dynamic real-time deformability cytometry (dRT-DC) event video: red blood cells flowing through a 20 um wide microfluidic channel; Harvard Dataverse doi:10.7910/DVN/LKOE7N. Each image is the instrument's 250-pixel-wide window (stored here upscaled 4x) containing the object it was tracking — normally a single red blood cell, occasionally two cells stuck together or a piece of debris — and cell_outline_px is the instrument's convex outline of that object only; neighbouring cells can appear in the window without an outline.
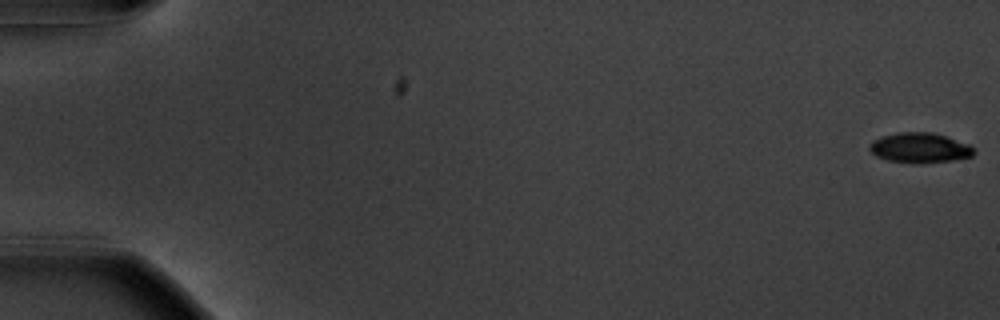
{"species": "common noctule bat (a hibernating species)", "species_latin": "Nyctalus noctula", "temperature_condition": "warm", "stored_images_in_passage": 57, "camera_frame_rate_fps": 3000, "um_per_image_px": 0.085, "animal": {"sex": "male", "body_mass_g": 20.1, "forearm_length_mm": 53.5}, "frame": {"image": 1, "passage_image": 1, "time_ms": 0.0, "image_size_px": [1000, 320], "cell_outline_px": [[976, 152], [972, 156], [952, 160], [920, 164], [888, 160], [876, 156], [868, 148], [872, 140], [880, 136], [896, 132], [932, 132], [972, 144], [976, 148]], "centroid_in_image_um": [78.21, 12.55], "position_along_channel_um": 6.8, "area_um2": 18.61}}
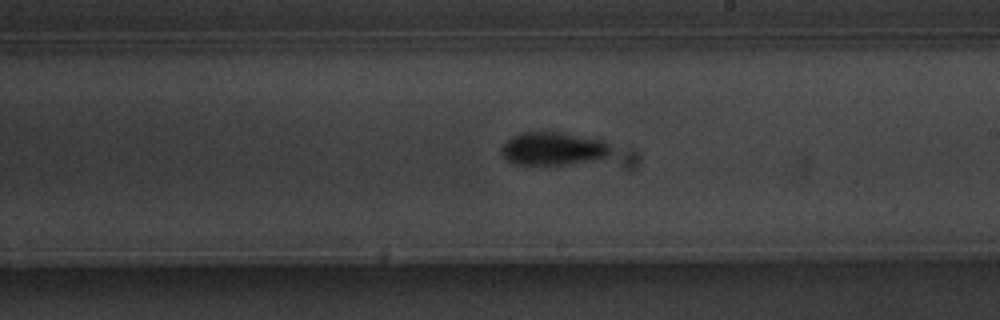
{"frame": {"image": 2, "passage_image": 34, "time_ms": 11.0, "image_size_px": [1000, 320], "cell_outline_px": [[612, 152], [608, 156], [592, 160], [568, 164], [512, 164], [504, 160], [500, 152], [500, 148], [512, 136], [520, 132], [564, 132], [604, 140], [612, 148]], "centroid_in_image_um": [47.0, 12.63], "position_along_channel_um": 242.0, "area_um2": 21.39}}
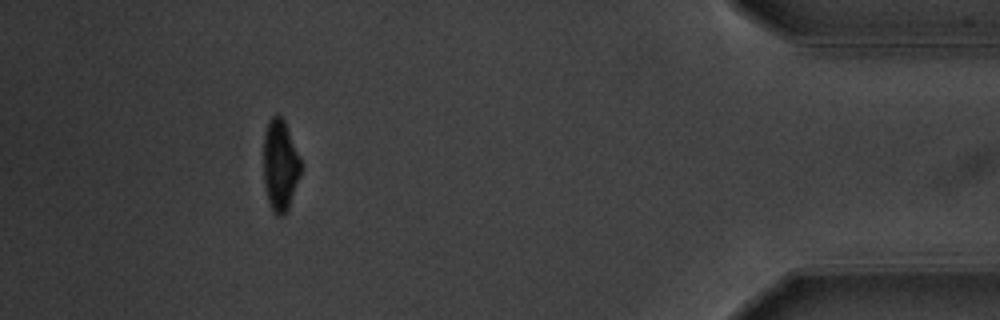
{"frame": {"image": 3, "passage_image": 52, "time_ms": 17.0, "image_size_px": [1000, 320], "cell_outline_px": [[300, 176], [288, 208], [284, 216], [276, 216], [272, 212], [268, 200], [264, 184], [264, 132], [268, 120], [276, 112], [284, 120], [300, 160]], "centroid_in_image_um": [23.79, 14.06], "position_along_channel_um": 411.4, "area_um2": 19.71}, "authors_computed_cell_mechanics": {"area_um2": 19.941, "velocity_mm_per_s": 3.6775, "shape_relaxation_time_tau1_ms": 3.0722, "shape_relaxation_time_tau2_ms": 4.1868, "deformation_change_tau1": 0.1632, "deformation_change_tau2": 0.0905}}